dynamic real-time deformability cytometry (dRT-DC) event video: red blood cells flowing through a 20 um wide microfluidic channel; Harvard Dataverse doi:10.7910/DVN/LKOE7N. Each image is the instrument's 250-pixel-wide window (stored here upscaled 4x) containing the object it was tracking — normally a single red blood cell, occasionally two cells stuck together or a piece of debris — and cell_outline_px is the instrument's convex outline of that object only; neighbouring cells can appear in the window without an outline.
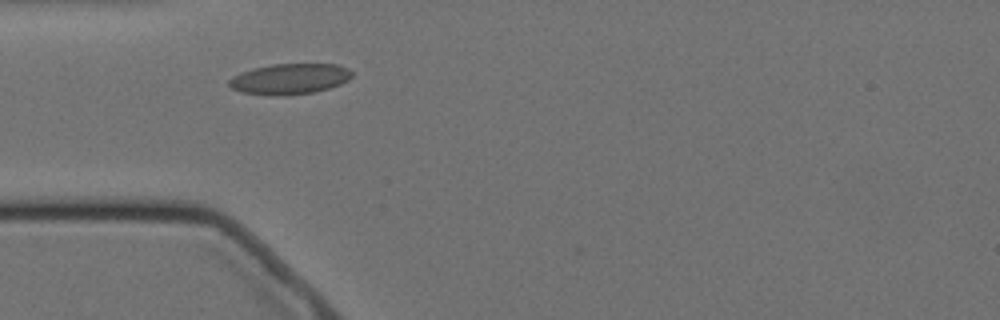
{"species": "Egyptian fruit bat (a non-hibernating species)", "species_latin": "Rousettus aegyptiacus", "temperature_condition": "cold", "stored_images_in_passage": 5, "camera_frame_rate_fps": 3000, "um_per_image_px": 0.085, "animal": {"sex": "female"}, "frame": {"image": 1, "passage_image": 4, "time_ms": 3.667, "image_size_px": [1000, 320], "cell_outline_px": [[352, 76], [348, 80], [340, 84], [328, 88], [312, 92], [284, 96], [268, 96], [240, 92], [232, 88], [228, 84], [228, 80], [232, 76], [240, 72], [252, 68], [272, 64], [336, 64], [348, 68], [352, 72]], "centroid_in_image_um": [24.58, 6.71], "position_along_channel_um": 60.4, "area_um2": 22.2}}
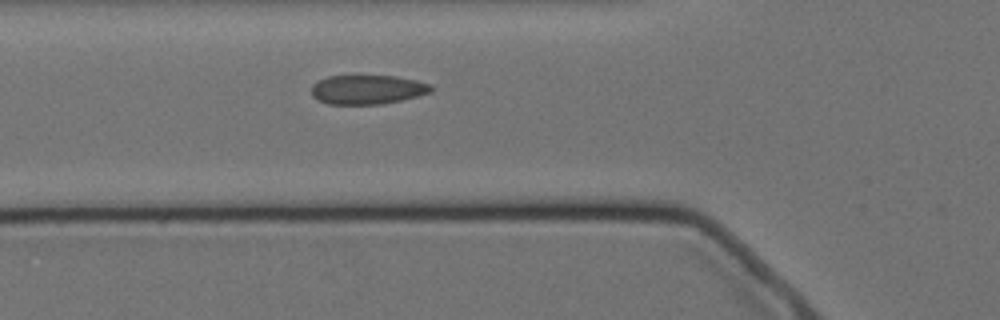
{"frame": {"image": 2, "passage_image": 5, "time_ms": 4.667, "image_size_px": [1000, 320], "cell_outline_px": [[432, 92], [400, 100], [380, 104], [328, 104], [312, 96], [312, 84], [328, 76], [396, 76], [416, 80], [432, 84]], "centroid_in_image_um": [31.24, 7.61], "position_along_channel_um": 94.6, "area_um2": 20.23}}